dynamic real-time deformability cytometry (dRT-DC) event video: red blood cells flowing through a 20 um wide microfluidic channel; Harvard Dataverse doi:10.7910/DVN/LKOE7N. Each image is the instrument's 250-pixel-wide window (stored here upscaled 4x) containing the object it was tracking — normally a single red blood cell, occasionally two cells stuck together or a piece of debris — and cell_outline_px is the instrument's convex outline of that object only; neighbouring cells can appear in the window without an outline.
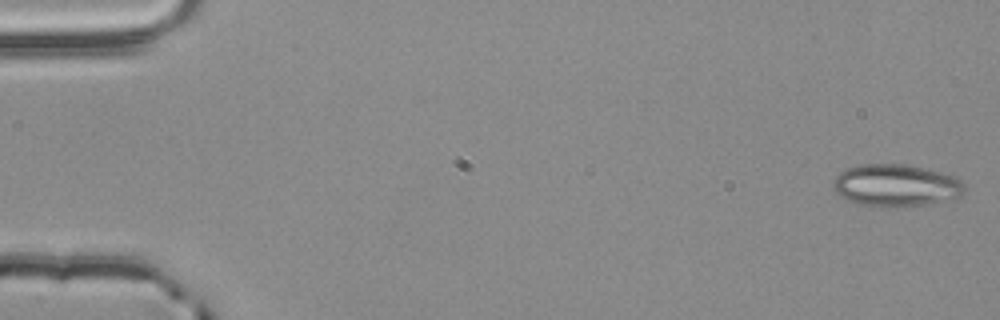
{"species": "common noctule bat (a hibernating species)", "species_latin": "Nyctalus noctula", "temperature_condition": "room temperature", "stored_images_in_passage": 54, "camera_frame_rate_fps": 3000, "um_per_image_px": 0.085, "animal": {"sex": "male", "body_mass_g": 20.4}, "frame": {"image": 1, "passage_image": 1, "time_ms": 0.0, "image_size_px": [1000, 320], "cell_outline_px": [[964, 192], [960, 196], [924, 204], [896, 208], [880, 208], [856, 204], [844, 200], [832, 188], [832, 184], [836, 176], [844, 168], [860, 164], [904, 164], [940, 172], [952, 176], [960, 180], [964, 184]], "centroid_in_image_um": [76.06, 15.78], "position_along_channel_um": 8.9, "area_um2": 32.6}}
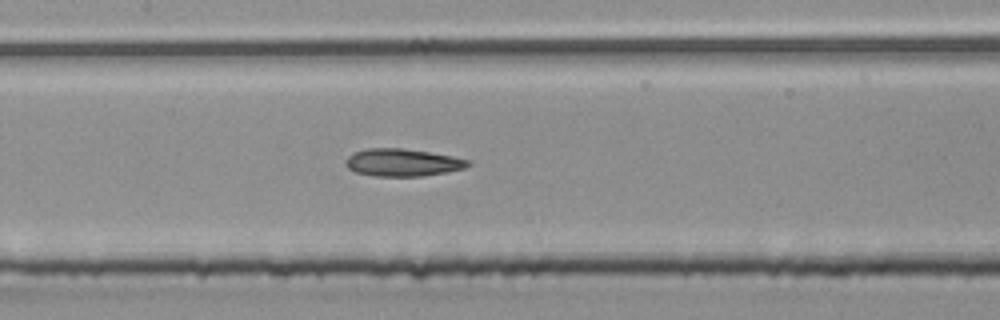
{"frame": {"image": 2, "passage_image": 26, "time_ms": 8.333, "image_size_px": [1000, 320], "cell_outline_px": [[468, 164], [464, 168], [448, 172], [424, 176], [376, 176], [356, 172], [348, 168], [344, 164], [344, 160], [352, 152], [368, 148], [400, 148], [428, 152], [452, 156], [468, 160]], "centroid_in_image_um": [34.15, 13.81], "position_along_channel_um": 173.2, "area_um2": 19.54}}
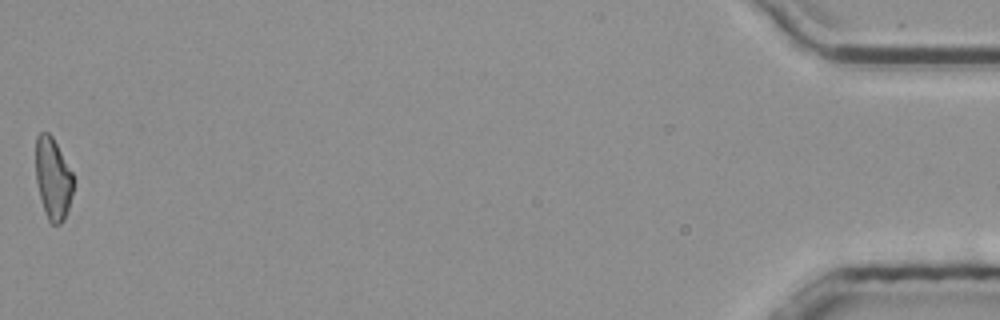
{"frame": {"image": 3, "passage_image": 54, "time_ms": 17.667, "image_size_px": [1000, 320], "cell_outline_px": [[72, 192], [68, 208], [64, 220], [60, 224], [52, 224], [48, 220], [44, 212], [36, 180], [36, 136], [40, 132], [48, 132], [52, 136], [72, 172]], "centroid_in_image_um": [4.48, 15.18], "position_along_channel_um": 430.7, "area_um2": 17.69}, "authors_computed_cell_mechanics": {"area_um2": 19.5364, "velocity_mm_per_s": 3.8767, "shape_relaxation_time_tau1_ms": 4.5661, "shape_relaxation_time_tau2_ms": 5.4356, "deformation_change_tau1": 0.1279, "deformation_change_tau2": 0.1684}}